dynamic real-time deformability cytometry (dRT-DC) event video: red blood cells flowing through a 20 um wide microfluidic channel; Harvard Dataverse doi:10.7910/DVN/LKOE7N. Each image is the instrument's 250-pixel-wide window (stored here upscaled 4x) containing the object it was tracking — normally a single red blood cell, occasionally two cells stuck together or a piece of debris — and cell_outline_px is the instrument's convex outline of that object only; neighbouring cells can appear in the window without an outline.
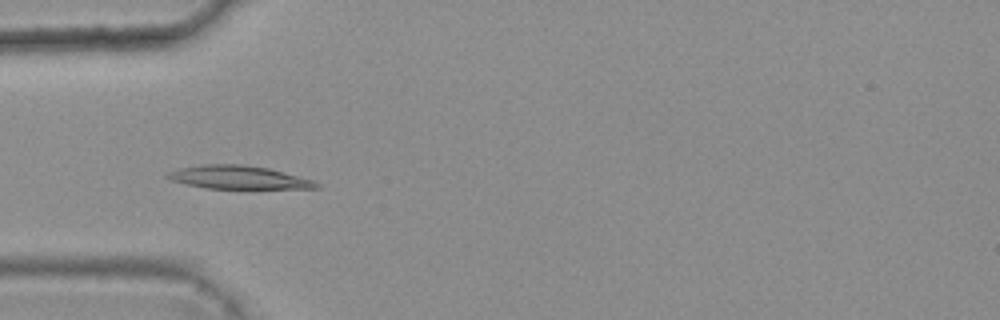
{"species": "common noctule bat (a hibernating species)", "species_latin": "Nyctalus noctula", "temperature_condition": "warm", "stored_images_in_passage": 8, "camera_frame_rate_fps": 3000, "um_per_image_px": 0.085, "animal": {"sex": "female", "body_mass_g": 25.1}, "frame": {"image": 1, "passage_image": 3, "time_ms": 0.667, "image_size_px": [1000, 320], "cell_outline_px": [[320, 188], [204, 188], [184, 184], [172, 180], [164, 176], [168, 172], [180, 168], [200, 164], [240, 164], [268, 168], [284, 172], [312, 180], [320, 184]], "centroid_in_image_um": [20.22, 15.07], "position_along_channel_um": 64.8, "area_um2": 20.0}}
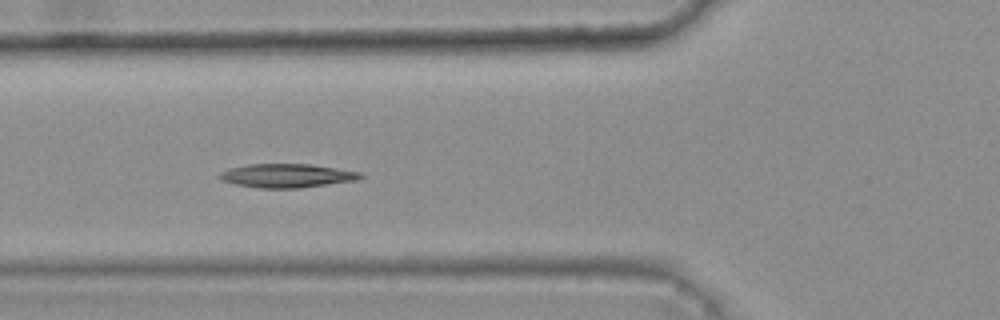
{"frame": {"image": 2, "passage_image": 4, "time_ms": 1.0, "image_size_px": [1000, 320], "cell_outline_px": [[364, 176], [356, 180], [300, 188], [256, 188], [236, 184], [220, 180], [216, 176], [220, 172], [228, 168], [248, 164], [312, 164], [360, 172]], "centroid_in_image_um": [24.32, 14.93], "position_along_channel_um": 101.5, "area_um2": 19.59}}
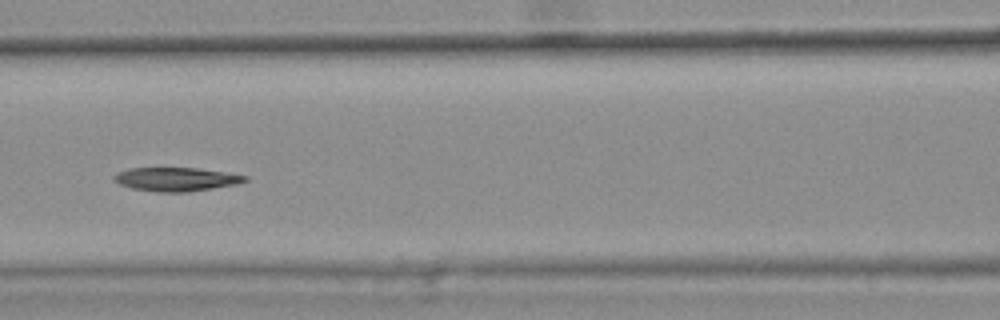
{"frame": {"image": 3, "passage_image": 5, "time_ms": 1.333, "image_size_px": [1000, 320], "cell_outline_px": [[248, 180], [236, 184], [188, 192], [156, 192], [132, 188], [120, 184], [112, 180], [112, 176], [128, 168], [196, 168], [224, 172], [248, 176]], "centroid_in_image_um": [14.95, 15.24], "position_along_channel_um": 151.7, "area_um2": 17.98}}